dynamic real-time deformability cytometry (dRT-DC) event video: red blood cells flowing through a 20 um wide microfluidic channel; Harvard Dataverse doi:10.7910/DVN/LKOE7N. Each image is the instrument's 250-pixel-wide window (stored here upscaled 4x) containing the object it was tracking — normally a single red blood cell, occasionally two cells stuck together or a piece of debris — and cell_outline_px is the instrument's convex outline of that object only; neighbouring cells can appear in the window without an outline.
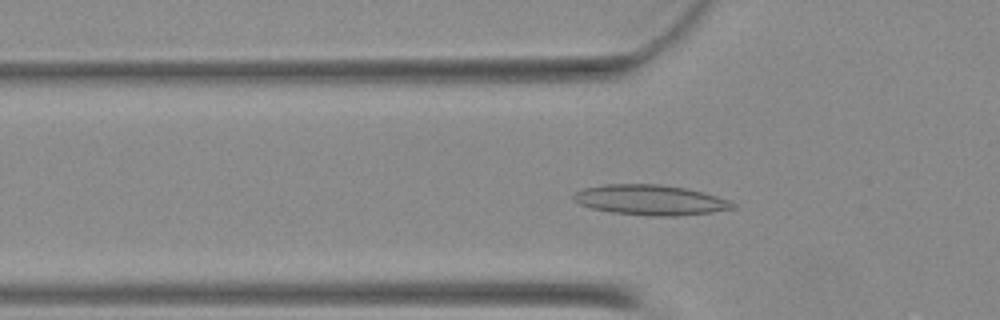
{"species": "Egyptian fruit bat (a non-hibernating species)", "species_latin": "Rousettus aegyptiacus", "temperature_condition": "warm", "stored_images_in_passage": 32, "camera_frame_rate_fps": 3000, "um_per_image_px": 0.085, "animal": {"sex": "female"}, "frame": {"image": 1, "passage_image": 17, "time_ms": 5.333, "image_size_px": [1000, 320], "cell_outline_px": [[736, 208], [712, 212], [676, 216], [652, 216], [612, 212], [592, 208], [580, 204], [572, 200], [572, 196], [576, 192], [584, 188], [604, 184], [656, 184], [684, 188], [716, 196], [728, 200], [736, 204]], "centroid_in_image_um": [55.26, 17.0], "position_along_channel_um": 70.5, "area_um2": 27.8}}
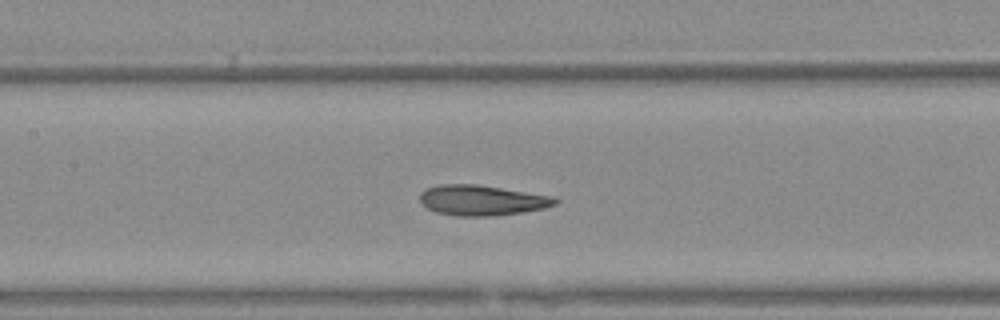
{"frame": {"image": 2, "passage_image": 24, "time_ms": 7.667, "image_size_px": [1000, 320], "cell_outline_px": [[560, 200], [556, 204], [544, 208], [524, 212], [492, 216], [456, 216], [436, 212], [428, 208], [420, 200], [420, 192], [428, 188], [440, 184], [476, 184], [552, 196]], "centroid_in_image_um": [40.97, 17.03], "position_along_channel_um": 166.4, "area_um2": 23.81}}
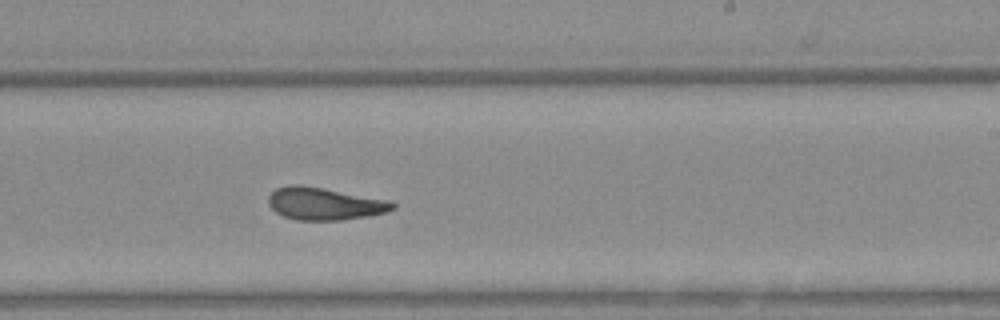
{"frame": {"image": 3, "passage_image": 31, "time_ms": 10.0, "image_size_px": [1000, 320], "cell_outline_px": [[396, 208], [388, 212], [368, 216], [344, 220], [296, 220], [284, 216], [276, 212], [268, 204], [268, 196], [276, 188], [288, 184], [300, 184], [324, 188], [392, 200], [396, 204]], "centroid_in_image_um": [27.62, 17.31], "position_along_channel_um": 261.4, "area_um2": 23.87}}